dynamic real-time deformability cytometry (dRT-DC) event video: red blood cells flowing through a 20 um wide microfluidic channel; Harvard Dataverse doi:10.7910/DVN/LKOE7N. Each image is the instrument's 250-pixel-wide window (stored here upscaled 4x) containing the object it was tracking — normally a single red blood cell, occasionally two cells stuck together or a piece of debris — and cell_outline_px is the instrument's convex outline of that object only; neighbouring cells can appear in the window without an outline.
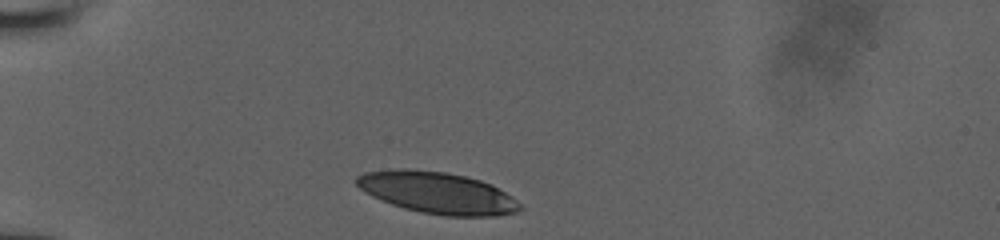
{"species": "human", "species_latin": "Homo sapiens", "temperature_condition": "room temperature", "stored_images_in_passage": 17, "camera_frame_rate_fps": 3000, "um_per_image_px": 0.085, "donor": {"sex": "male"}, "frame": {"image": 1, "passage_image": 1, "time_ms": 0.0, "image_size_px": [1000, 240], "cell_outline_px": [[524, 208], [516, 212], [496, 216], [444, 216], [420, 212], [404, 208], [380, 200], [364, 192], [356, 184], [356, 176], [364, 172], [400, 168], [408, 168], [444, 172], [464, 176], [480, 180], [492, 184], [512, 196], [524, 204]], "centroid_in_image_um": [37.21, 16.39], "position_along_channel_um": 47.8, "area_um2": 40.0}}
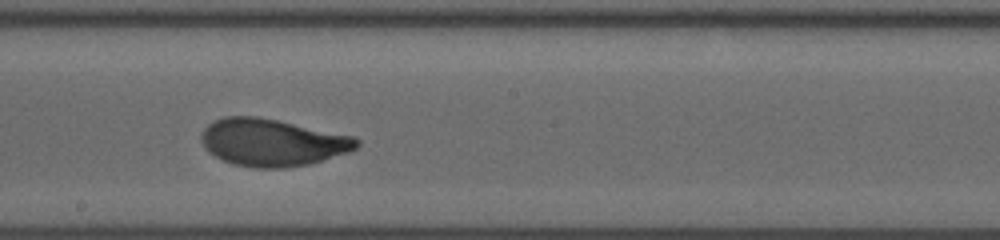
{"frame": {"image": 2, "passage_image": 10, "time_ms": 5.333, "image_size_px": [1000, 240], "cell_outline_px": [[360, 144], [356, 148], [348, 152], [308, 164], [284, 168], [252, 168], [232, 164], [208, 152], [204, 148], [200, 140], [200, 136], [204, 128], [208, 124], [224, 116], [256, 116], [276, 120], [352, 136], [360, 140]], "centroid_in_image_um": [23.09, 12.11], "position_along_channel_um": 225.1, "area_um2": 42.6}}
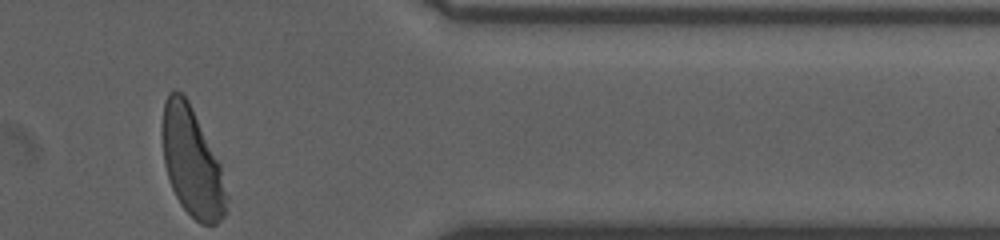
{"frame": {"image": 3, "passage_image": 17, "time_ms": 10.0, "image_size_px": [1000, 240], "cell_outline_px": [[228, 200], [224, 216], [216, 224], [200, 224], [180, 204], [172, 188], [164, 164], [160, 136], [160, 132], [164, 100], [168, 92], [172, 88], [176, 88], [188, 100], [220, 164], [228, 196]], "centroid_in_image_um": [16.28, 13.74], "position_along_channel_um": 395.1, "area_um2": 41.04}}